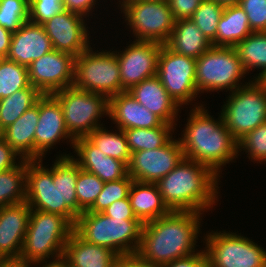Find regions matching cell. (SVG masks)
I'll list each match as a JSON object with an SVG mask.
<instances>
[{
	"mask_svg": "<svg viewBox=\"0 0 266 267\" xmlns=\"http://www.w3.org/2000/svg\"><path fill=\"white\" fill-rule=\"evenodd\" d=\"M55 161L46 168L42 159L27 160L26 202L33 210L62 215L75 225L83 213L76 197L78 163L70 154H61Z\"/></svg>",
	"mask_w": 266,
	"mask_h": 267,
	"instance_id": "6da1fadb",
	"label": "cell"
},
{
	"mask_svg": "<svg viewBox=\"0 0 266 267\" xmlns=\"http://www.w3.org/2000/svg\"><path fill=\"white\" fill-rule=\"evenodd\" d=\"M201 217L199 212L171 211L143 224L137 254L160 266L194 254Z\"/></svg>",
	"mask_w": 266,
	"mask_h": 267,
	"instance_id": "7a4b0ae2",
	"label": "cell"
},
{
	"mask_svg": "<svg viewBox=\"0 0 266 267\" xmlns=\"http://www.w3.org/2000/svg\"><path fill=\"white\" fill-rule=\"evenodd\" d=\"M200 104L191 108L182 138L184 158L211 168L219 177L221 167L238 158V142L220 114L216 121Z\"/></svg>",
	"mask_w": 266,
	"mask_h": 267,
	"instance_id": "3957f363",
	"label": "cell"
},
{
	"mask_svg": "<svg viewBox=\"0 0 266 267\" xmlns=\"http://www.w3.org/2000/svg\"><path fill=\"white\" fill-rule=\"evenodd\" d=\"M218 175L206 165L183 158L156 184L171 211H210L219 201Z\"/></svg>",
	"mask_w": 266,
	"mask_h": 267,
	"instance_id": "277c9868",
	"label": "cell"
},
{
	"mask_svg": "<svg viewBox=\"0 0 266 267\" xmlns=\"http://www.w3.org/2000/svg\"><path fill=\"white\" fill-rule=\"evenodd\" d=\"M74 225L62 215L31 209L20 263H54L62 260L64 246ZM53 258L51 261L49 258ZM48 259V260H47Z\"/></svg>",
	"mask_w": 266,
	"mask_h": 267,
	"instance_id": "5b68a950",
	"label": "cell"
},
{
	"mask_svg": "<svg viewBox=\"0 0 266 267\" xmlns=\"http://www.w3.org/2000/svg\"><path fill=\"white\" fill-rule=\"evenodd\" d=\"M142 227L138 219L111 218L103 213L85 211L77 217L74 231L85 241L123 257L138 252Z\"/></svg>",
	"mask_w": 266,
	"mask_h": 267,
	"instance_id": "8992f818",
	"label": "cell"
},
{
	"mask_svg": "<svg viewBox=\"0 0 266 267\" xmlns=\"http://www.w3.org/2000/svg\"><path fill=\"white\" fill-rule=\"evenodd\" d=\"M248 74L235 47L211 46L196 59L195 85L198 93L210 91L230 92L245 86L239 81Z\"/></svg>",
	"mask_w": 266,
	"mask_h": 267,
	"instance_id": "52a82bcc",
	"label": "cell"
},
{
	"mask_svg": "<svg viewBox=\"0 0 266 267\" xmlns=\"http://www.w3.org/2000/svg\"><path fill=\"white\" fill-rule=\"evenodd\" d=\"M52 95L59 101L65 126L74 139L87 137L103 126V123L99 124L101 117L109 116V98L106 95L81 90L74 85Z\"/></svg>",
	"mask_w": 266,
	"mask_h": 267,
	"instance_id": "ba28073f",
	"label": "cell"
},
{
	"mask_svg": "<svg viewBox=\"0 0 266 267\" xmlns=\"http://www.w3.org/2000/svg\"><path fill=\"white\" fill-rule=\"evenodd\" d=\"M229 94L220 113L225 126L238 141L266 122V85L261 80H251Z\"/></svg>",
	"mask_w": 266,
	"mask_h": 267,
	"instance_id": "9c48e42d",
	"label": "cell"
},
{
	"mask_svg": "<svg viewBox=\"0 0 266 267\" xmlns=\"http://www.w3.org/2000/svg\"><path fill=\"white\" fill-rule=\"evenodd\" d=\"M124 21L133 30L136 41L165 45L175 25L169 3L162 0H120Z\"/></svg>",
	"mask_w": 266,
	"mask_h": 267,
	"instance_id": "30bf717a",
	"label": "cell"
},
{
	"mask_svg": "<svg viewBox=\"0 0 266 267\" xmlns=\"http://www.w3.org/2000/svg\"><path fill=\"white\" fill-rule=\"evenodd\" d=\"M74 86L108 98L124 92L117 55L108 50L95 52L90 46L75 57Z\"/></svg>",
	"mask_w": 266,
	"mask_h": 267,
	"instance_id": "8fae6325",
	"label": "cell"
},
{
	"mask_svg": "<svg viewBox=\"0 0 266 267\" xmlns=\"http://www.w3.org/2000/svg\"><path fill=\"white\" fill-rule=\"evenodd\" d=\"M207 234L203 240L209 267H266V250L252 239L226 231Z\"/></svg>",
	"mask_w": 266,
	"mask_h": 267,
	"instance_id": "7c38bea8",
	"label": "cell"
},
{
	"mask_svg": "<svg viewBox=\"0 0 266 267\" xmlns=\"http://www.w3.org/2000/svg\"><path fill=\"white\" fill-rule=\"evenodd\" d=\"M196 59L177 54L166 45L158 57L157 76L173 100L182 107L197 97Z\"/></svg>",
	"mask_w": 266,
	"mask_h": 267,
	"instance_id": "4fadbf2b",
	"label": "cell"
},
{
	"mask_svg": "<svg viewBox=\"0 0 266 267\" xmlns=\"http://www.w3.org/2000/svg\"><path fill=\"white\" fill-rule=\"evenodd\" d=\"M184 158L180 141L173 137L162 147L131 153L128 175L143 183H157Z\"/></svg>",
	"mask_w": 266,
	"mask_h": 267,
	"instance_id": "5bb4252c",
	"label": "cell"
},
{
	"mask_svg": "<svg viewBox=\"0 0 266 267\" xmlns=\"http://www.w3.org/2000/svg\"><path fill=\"white\" fill-rule=\"evenodd\" d=\"M74 69L75 56L53 49L29 65V82L43 95H51L74 85Z\"/></svg>",
	"mask_w": 266,
	"mask_h": 267,
	"instance_id": "9a60e30c",
	"label": "cell"
},
{
	"mask_svg": "<svg viewBox=\"0 0 266 267\" xmlns=\"http://www.w3.org/2000/svg\"><path fill=\"white\" fill-rule=\"evenodd\" d=\"M124 51H113L120 66L121 86L125 91L143 80L157 75L162 44L133 41Z\"/></svg>",
	"mask_w": 266,
	"mask_h": 267,
	"instance_id": "2e32d148",
	"label": "cell"
},
{
	"mask_svg": "<svg viewBox=\"0 0 266 267\" xmlns=\"http://www.w3.org/2000/svg\"><path fill=\"white\" fill-rule=\"evenodd\" d=\"M42 25L57 51L77 57L91 46L88 27L79 14L65 10Z\"/></svg>",
	"mask_w": 266,
	"mask_h": 267,
	"instance_id": "e0dca14e",
	"label": "cell"
},
{
	"mask_svg": "<svg viewBox=\"0 0 266 267\" xmlns=\"http://www.w3.org/2000/svg\"><path fill=\"white\" fill-rule=\"evenodd\" d=\"M35 160L45 157L51 147L61 139H70L74 147L75 139L69 134L64 121L63 110L59 101L51 95L39 99V119L35 129Z\"/></svg>",
	"mask_w": 266,
	"mask_h": 267,
	"instance_id": "ac0fdd59",
	"label": "cell"
},
{
	"mask_svg": "<svg viewBox=\"0 0 266 267\" xmlns=\"http://www.w3.org/2000/svg\"><path fill=\"white\" fill-rule=\"evenodd\" d=\"M30 213L26 201L0 207V254L8 262L19 261Z\"/></svg>",
	"mask_w": 266,
	"mask_h": 267,
	"instance_id": "d6986e66",
	"label": "cell"
},
{
	"mask_svg": "<svg viewBox=\"0 0 266 267\" xmlns=\"http://www.w3.org/2000/svg\"><path fill=\"white\" fill-rule=\"evenodd\" d=\"M73 148L78 156L73 159L79 167L97 175L104 183L128 176V165L125 162L105 155L87 137L75 139Z\"/></svg>",
	"mask_w": 266,
	"mask_h": 267,
	"instance_id": "ffe728a7",
	"label": "cell"
},
{
	"mask_svg": "<svg viewBox=\"0 0 266 267\" xmlns=\"http://www.w3.org/2000/svg\"><path fill=\"white\" fill-rule=\"evenodd\" d=\"M53 50L51 40L43 25L26 21L12 34L8 60L20 65H29Z\"/></svg>",
	"mask_w": 266,
	"mask_h": 267,
	"instance_id": "44dd1931",
	"label": "cell"
},
{
	"mask_svg": "<svg viewBox=\"0 0 266 267\" xmlns=\"http://www.w3.org/2000/svg\"><path fill=\"white\" fill-rule=\"evenodd\" d=\"M118 129L155 128L163 121L141 105L128 91L109 98V116Z\"/></svg>",
	"mask_w": 266,
	"mask_h": 267,
	"instance_id": "7402d4cb",
	"label": "cell"
},
{
	"mask_svg": "<svg viewBox=\"0 0 266 267\" xmlns=\"http://www.w3.org/2000/svg\"><path fill=\"white\" fill-rule=\"evenodd\" d=\"M128 92L164 123L175 125L180 106L166 91L157 75L131 87Z\"/></svg>",
	"mask_w": 266,
	"mask_h": 267,
	"instance_id": "603a6c76",
	"label": "cell"
},
{
	"mask_svg": "<svg viewBox=\"0 0 266 267\" xmlns=\"http://www.w3.org/2000/svg\"><path fill=\"white\" fill-rule=\"evenodd\" d=\"M119 257L113 250L89 243L73 231L61 261L67 267H112Z\"/></svg>",
	"mask_w": 266,
	"mask_h": 267,
	"instance_id": "cb8c5ba5",
	"label": "cell"
},
{
	"mask_svg": "<svg viewBox=\"0 0 266 267\" xmlns=\"http://www.w3.org/2000/svg\"><path fill=\"white\" fill-rule=\"evenodd\" d=\"M39 119V100L15 122L0 132V136L23 159L35 160V129Z\"/></svg>",
	"mask_w": 266,
	"mask_h": 267,
	"instance_id": "d4e9b609",
	"label": "cell"
},
{
	"mask_svg": "<svg viewBox=\"0 0 266 267\" xmlns=\"http://www.w3.org/2000/svg\"><path fill=\"white\" fill-rule=\"evenodd\" d=\"M128 198L134 215L142 224L166 216L171 212L164 203L156 183L133 180Z\"/></svg>",
	"mask_w": 266,
	"mask_h": 267,
	"instance_id": "484cf974",
	"label": "cell"
},
{
	"mask_svg": "<svg viewBox=\"0 0 266 267\" xmlns=\"http://www.w3.org/2000/svg\"><path fill=\"white\" fill-rule=\"evenodd\" d=\"M165 45L177 54L198 59L212 46V43L188 18L175 21L174 29Z\"/></svg>",
	"mask_w": 266,
	"mask_h": 267,
	"instance_id": "4316f807",
	"label": "cell"
},
{
	"mask_svg": "<svg viewBox=\"0 0 266 267\" xmlns=\"http://www.w3.org/2000/svg\"><path fill=\"white\" fill-rule=\"evenodd\" d=\"M251 33L253 31L244 10L238 4L225 6L212 46L235 47Z\"/></svg>",
	"mask_w": 266,
	"mask_h": 267,
	"instance_id": "83f0119b",
	"label": "cell"
},
{
	"mask_svg": "<svg viewBox=\"0 0 266 267\" xmlns=\"http://www.w3.org/2000/svg\"><path fill=\"white\" fill-rule=\"evenodd\" d=\"M235 49L246 72L252 68L261 72L253 80H263L266 77V32H253L239 42Z\"/></svg>",
	"mask_w": 266,
	"mask_h": 267,
	"instance_id": "f1b7e54d",
	"label": "cell"
},
{
	"mask_svg": "<svg viewBox=\"0 0 266 267\" xmlns=\"http://www.w3.org/2000/svg\"><path fill=\"white\" fill-rule=\"evenodd\" d=\"M43 94L33 86L0 99V132L15 122L26 110L37 104Z\"/></svg>",
	"mask_w": 266,
	"mask_h": 267,
	"instance_id": "f546056e",
	"label": "cell"
},
{
	"mask_svg": "<svg viewBox=\"0 0 266 267\" xmlns=\"http://www.w3.org/2000/svg\"><path fill=\"white\" fill-rule=\"evenodd\" d=\"M175 126L162 123L155 128H132L123 130L130 153L153 150L164 146L173 136Z\"/></svg>",
	"mask_w": 266,
	"mask_h": 267,
	"instance_id": "4dcf8cb0",
	"label": "cell"
},
{
	"mask_svg": "<svg viewBox=\"0 0 266 267\" xmlns=\"http://www.w3.org/2000/svg\"><path fill=\"white\" fill-rule=\"evenodd\" d=\"M27 160L14 168L0 172V207L26 201Z\"/></svg>",
	"mask_w": 266,
	"mask_h": 267,
	"instance_id": "1f68e13d",
	"label": "cell"
},
{
	"mask_svg": "<svg viewBox=\"0 0 266 267\" xmlns=\"http://www.w3.org/2000/svg\"><path fill=\"white\" fill-rule=\"evenodd\" d=\"M118 132L108 131L102 126L92 131L87 138L105 155L123 161L128 165L131 153L127 138L122 129L118 128Z\"/></svg>",
	"mask_w": 266,
	"mask_h": 267,
	"instance_id": "d6a6232c",
	"label": "cell"
},
{
	"mask_svg": "<svg viewBox=\"0 0 266 267\" xmlns=\"http://www.w3.org/2000/svg\"><path fill=\"white\" fill-rule=\"evenodd\" d=\"M29 86L28 67L5 58L0 64V99Z\"/></svg>",
	"mask_w": 266,
	"mask_h": 267,
	"instance_id": "836d02e7",
	"label": "cell"
},
{
	"mask_svg": "<svg viewBox=\"0 0 266 267\" xmlns=\"http://www.w3.org/2000/svg\"><path fill=\"white\" fill-rule=\"evenodd\" d=\"M224 6L215 0H203L190 18L212 43L216 38L218 22Z\"/></svg>",
	"mask_w": 266,
	"mask_h": 267,
	"instance_id": "e575fe53",
	"label": "cell"
},
{
	"mask_svg": "<svg viewBox=\"0 0 266 267\" xmlns=\"http://www.w3.org/2000/svg\"><path fill=\"white\" fill-rule=\"evenodd\" d=\"M104 182L95 174L79 167L76 183L78 207L82 212L88 211L101 193Z\"/></svg>",
	"mask_w": 266,
	"mask_h": 267,
	"instance_id": "d590c367",
	"label": "cell"
},
{
	"mask_svg": "<svg viewBox=\"0 0 266 267\" xmlns=\"http://www.w3.org/2000/svg\"><path fill=\"white\" fill-rule=\"evenodd\" d=\"M29 21V0H0V26L16 32Z\"/></svg>",
	"mask_w": 266,
	"mask_h": 267,
	"instance_id": "8d00e7d4",
	"label": "cell"
},
{
	"mask_svg": "<svg viewBox=\"0 0 266 267\" xmlns=\"http://www.w3.org/2000/svg\"><path fill=\"white\" fill-rule=\"evenodd\" d=\"M132 182L133 179L129 175L116 181L105 182L101 193L88 212L102 213L114 201L127 198Z\"/></svg>",
	"mask_w": 266,
	"mask_h": 267,
	"instance_id": "74e56055",
	"label": "cell"
},
{
	"mask_svg": "<svg viewBox=\"0 0 266 267\" xmlns=\"http://www.w3.org/2000/svg\"><path fill=\"white\" fill-rule=\"evenodd\" d=\"M238 153L242 149L249 159L257 163L266 162V122L246 133L238 141Z\"/></svg>",
	"mask_w": 266,
	"mask_h": 267,
	"instance_id": "f35d334b",
	"label": "cell"
},
{
	"mask_svg": "<svg viewBox=\"0 0 266 267\" xmlns=\"http://www.w3.org/2000/svg\"><path fill=\"white\" fill-rule=\"evenodd\" d=\"M65 11L63 0H29V21L44 24Z\"/></svg>",
	"mask_w": 266,
	"mask_h": 267,
	"instance_id": "ab89813d",
	"label": "cell"
},
{
	"mask_svg": "<svg viewBox=\"0 0 266 267\" xmlns=\"http://www.w3.org/2000/svg\"><path fill=\"white\" fill-rule=\"evenodd\" d=\"M253 32H266V0H239Z\"/></svg>",
	"mask_w": 266,
	"mask_h": 267,
	"instance_id": "60d3db41",
	"label": "cell"
},
{
	"mask_svg": "<svg viewBox=\"0 0 266 267\" xmlns=\"http://www.w3.org/2000/svg\"><path fill=\"white\" fill-rule=\"evenodd\" d=\"M203 0H168L175 20L191 18Z\"/></svg>",
	"mask_w": 266,
	"mask_h": 267,
	"instance_id": "b9f144b4",
	"label": "cell"
},
{
	"mask_svg": "<svg viewBox=\"0 0 266 267\" xmlns=\"http://www.w3.org/2000/svg\"><path fill=\"white\" fill-rule=\"evenodd\" d=\"M104 215L118 219H137L133 213L129 198L114 201L102 212Z\"/></svg>",
	"mask_w": 266,
	"mask_h": 267,
	"instance_id": "7bdbcfd3",
	"label": "cell"
},
{
	"mask_svg": "<svg viewBox=\"0 0 266 267\" xmlns=\"http://www.w3.org/2000/svg\"><path fill=\"white\" fill-rule=\"evenodd\" d=\"M19 156V157H17ZM20 158V159H19ZM20 161L16 163V160ZM23 158L0 136V172L19 165Z\"/></svg>",
	"mask_w": 266,
	"mask_h": 267,
	"instance_id": "ee69618b",
	"label": "cell"
},
{
	"mask_svg": "<svg viewBox=\"0 0 266 267\" xmlns=\"http://www.w3.org/2000/svg\"><path fill=\"white\" fill-rule=\"evenodd\" d=\"M162 267H209L208 260L204 250L196 251V253L176 259L173 262L167 263Z\"/></svg>",
	"mask_w": 266,
	"mask_h": 267,
	"instance_id": "f6af8a7d",
	"label": "cell"
},
{
	"mask_svg": "<svg viewBox=\"0 0 266 267\" xmlns=\"http://www.w3.org/2000/svg\"><path fill=\"white\" fill-rule=\"evenodd\" d=\"M96 0H63L65 10L86 18L96 5ZM93 8V9H92Z\"/></svg>",
	"mask_w": 266,
	"mask_h": 267,
	"instance_id": "bcb514c9",
	"label": "cell"
},
{
	"mask_svg": "<svg viewBox=\"0 0 266 267\" xmlns=\"http://www.w3.org/2000/svg\"><path fill=\"white\" fill-rule=\"evenodd\" d=\"M12 34L10 31L0 26V54L5 58L8 56Z\"/></svg>",
	"mask_w": 266,
	"mask_h": 267,
	"instance_id": "7dc6e473",
	"label": "cell"
},
{
	"mask_svg": "<svg viewBox=\"0 0 266 267\" xmlns=\"http://www.w3.org/2000/svg\"><path fill=\"white\" fill-rule=\"evenodd\" d=\"M130 267H162V266L144 260L139 254L133 253L130 254Z\"/></svg>",
	"mask_w": 266,
	"mask_h": 267,
	"instance_id": "c3c4849f",
	"label": "cell"
},
{
	"mask_svg": "<svg viewBox=\"0 0 266 267\" xmlns=\"http://www.w3.org/2000/svg\"><path fill=\"white\" fill-rule=\"evenodd\" d=\"M112 267H130V254L119 257Z\"/></svg>",
	"mask_w": 266,
	"mask_h": 267,
	"instance_id": "681fc988",
	"label": "cell"
},
{
	"mask_svg": "<svg viewBox=\"0 0 266 267\" xmlns=\"http://www.w3.org/2000/svg\"><path fill=\"white\" fill-rule=\"evenodd\" d=\"M36 264L20 263L18 261H9L3 267H33Z\"/></svg>",
	"mask_w": 266,
	"mask_h": 267,
	"instance_id": "f907efd6",
	"label": "cell"
},
{
	"mask_svg": "<svg viewBox=\"0 0 266 267\" xmlns=\"http://www.w3.org/2000/svg\"><path fill=\"white\" fill-rule=\"evenodd\" d=\"M217 3L225 6H231L239 3V0H215Z\"/></svg>",
	"mask_w": 266,
	"mask_h": 267,
	"instance_id": "816d5d0a",
	"label": "cell"
},
{
	"mask_svg": "<svg viewBox=\"0 0 266 267\" xmlns=\"http://www.w3.org/2000/svg\"><path fill=\"white\" fill-rule=\"evenodd\" d=\"M40 267H67L62 261L54 262V263H43Z\"/></svg>",
	"mask_w": 266,
	"mask_h": 267,
	"instance_id": "f5cc1de1",
	"label": "cell"
},
{
	"mask_svg": "<svg viewBox=\"0 0 266 267\" xmlns=\"http://www.w3.org/2000/svg\"><path fill=\"white\" fill-rule=\"evenodd\" d=\"M8 261L0 254V267H3Z\"/></svg>",
	"mask_w": 266,
	"mask_h": 267,
	"instance_id": "db71d44e",
	"label": "cell"
},
{
	"mask_svg": "<svg viewBox=\"0 0 266 267\" xmlns=\"http://www.w3.org/2000/svg\"><path fill=\"white\" fill-rule=\"evenodd\" d=\"M5 59V57L3 55L0 54V64L1 62Z\"/></svg>",
	"mask_w": 266,
	"mask_h": 267,
	"instance_id": "11a10c76",
	"label": "cell"
},
{
	"mask_svg": "<svg viewBox=\"0 0 266 267\" xmlns=\"http://www.w3.org/2000/svg\"><path fill=\"white\" fill-rule=\"evenodd\" d=\"M262 82L266 85V77L262 80Z\"/></svg>",
	"mask_w": 266,
	"mask_h": 267,
	"instance_id": "9f6ffc18",
	"label": "cell"
}]
</instances>
